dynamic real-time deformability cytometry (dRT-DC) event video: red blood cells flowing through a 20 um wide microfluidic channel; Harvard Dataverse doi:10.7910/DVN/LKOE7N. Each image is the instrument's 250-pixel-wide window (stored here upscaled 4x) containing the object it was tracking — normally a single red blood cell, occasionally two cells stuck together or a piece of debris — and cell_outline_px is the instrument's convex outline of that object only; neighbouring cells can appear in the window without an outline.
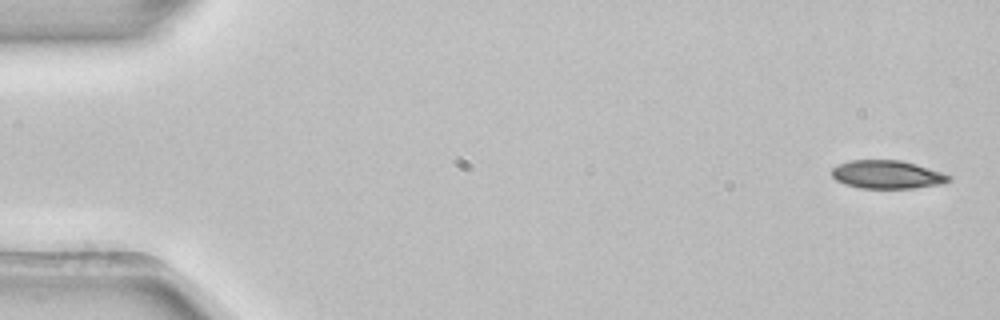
{"species": "common noctule bat (a hibernating species)", "species_latin": "Nyctalus noctula", "temperature_condition": "room temperature", "stored_images_in_passage": 5, "camera_frame_rate_fps": 3000, "um_per_image_px": 0.085, "animal": {"sex": "female", "body_mass_g": 22.7, "forearm_length_mm": 54.2}, "frame": {"image": 1, "passage_image": 1, "time_ms": 0.0, "image_size_px": [1000, 320], "cell_outline_px": [[952, 180], [944, 184], [912, 188], [860, 188], [844, 184], [836, 180], [832, 176], [832, 168], [848, 160], [900, 160], [916, 164], [944, 172], [952, 176]], "centroid_in_image_um": [75.46, 14.84], "position_along_channel_um": 9.5, "area_um2": 19.48}}
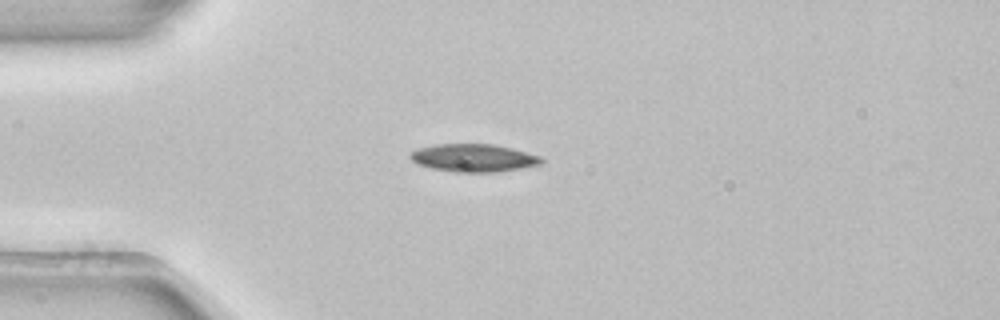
{"frame": {"image": 2, "passage_image": 4, "time_ms": 1.0, "image_size_px": [1000, 320], "cell_outline_px": [[544, 160], [540, 164], [520, 168], [496, 172], [456, 172], [432, 168], [416, 164], [408, 156], [416, 148], [436, 144], [496, 144], [512, 148], [540, 156]], "centroid_in_image_um": [40.23, 13.41], "position_along_channel_um": 44.8, "area_um2": 21.27}}
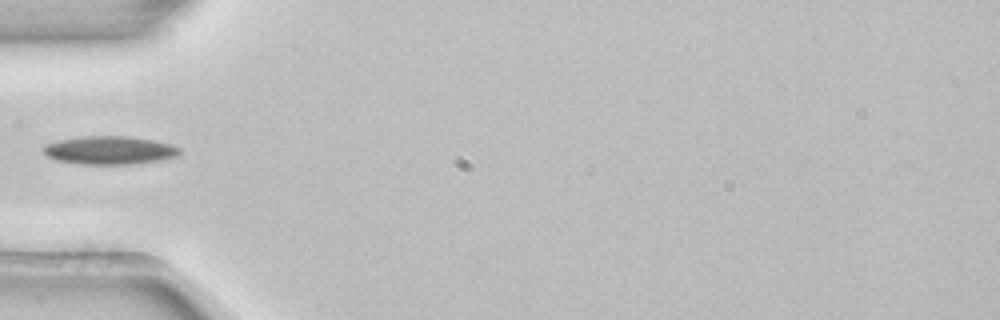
{"frame": {"image": 3, "passage_image": 5, "time_ms": 1.333, "image_size_px": [1000, 320], "cell_outline_px": [[180, 152], [176, 156], [160, 160], [132, 164], [80, 164], [56, 160], [48, 156], [44, 152], [44, 144], [60, 140], [80, 136], [128, 136], [152, 140], [172, 144], [180, 148]], "centroid_in_image_um": [9.31, 12.77], "position_along_channel_um": 75.7, "area_um2": 22.37}}